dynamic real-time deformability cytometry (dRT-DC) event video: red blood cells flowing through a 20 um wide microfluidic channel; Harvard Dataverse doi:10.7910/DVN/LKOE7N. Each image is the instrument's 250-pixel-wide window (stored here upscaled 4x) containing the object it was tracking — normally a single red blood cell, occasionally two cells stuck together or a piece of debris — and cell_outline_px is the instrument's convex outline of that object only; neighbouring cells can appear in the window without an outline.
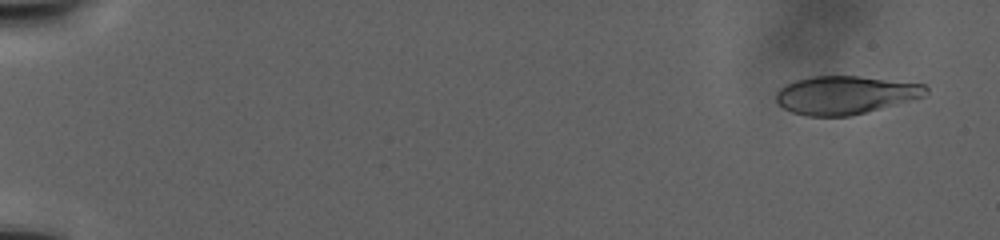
{"species": "human", "species_latin": "Homo sapiens", "temperature_condition": "warm", "stored_images_in_passage": 51, "camera_frame_rate_fps": 3000, "um_per_image_px": 0.085, "donor": {"sex": "male"}, "frame": {"image": 1, "passage_image": 3, "time_ms": 2.0, "image_size_px": [1000, 240], "cell_outline_px": [[928, 92], [924, 96], [880, 108], [848, 116], [808, 116], [792, 112], [784, 108], [776, 100], [776, 92], [784, 84], [796, 80], [812, 76], [856, 76], [924, 84], [928, 88]], "centroid_in_image_um": [71.81, 8.07], "position_along_channel_um": 13.2, "area_um2": 32.95}}
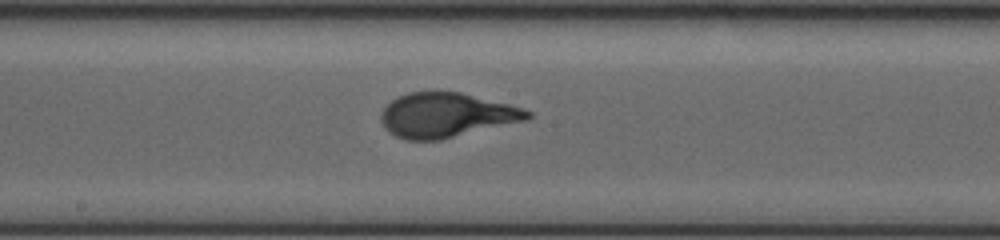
{"frame": {"image": 2, "passage_image": 30, "time_ms": 25.667, "image_size_px": [1000, 240], "cell_outline_px": [[532, 116], [528, 120], [440, 140], [404, 140], [388, 132], [384, 128], [380, 120], [380, 112], [396, 96], [408, 92], [432, 88], [436, 88], [460, 92], [524, 108], [532, 112]], "centroid_in_image_um": [37.9, 9.75], "position_along_channel_um": 210.3, "area_um2": 39.02}}
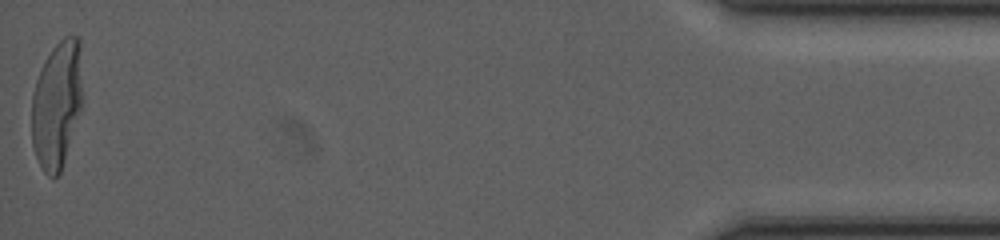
{"frame": {"image": 3, "passage_image": 51, "time_ms": 44.333, "image_size_px": [1000, 240], "cell_outline_px": [[84, 96], [80, 112], [60, 172], [52, 180], [44, 172], [36, 156], [32, 144], [32, 92], [36, 80], [44, 60], [52, 48], [64, 36], [76, 36], [80, 40]], "centroid_in_image_um": [4.86, 8.83], "position_along_channel_um": 430.3, "area_um2": 38.21}}